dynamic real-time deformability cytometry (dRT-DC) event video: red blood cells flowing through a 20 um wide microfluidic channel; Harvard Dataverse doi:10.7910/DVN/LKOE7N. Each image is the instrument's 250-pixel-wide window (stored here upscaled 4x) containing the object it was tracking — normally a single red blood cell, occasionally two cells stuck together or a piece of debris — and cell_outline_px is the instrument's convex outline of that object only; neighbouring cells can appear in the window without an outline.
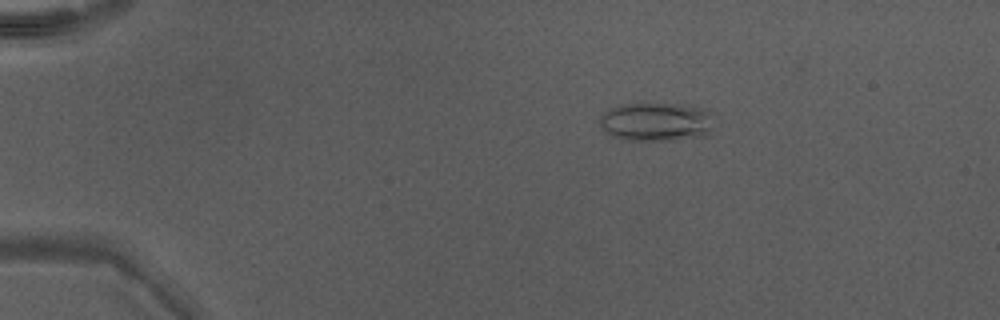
{"species": "Egyptian fruit bat (a non-hibernating species)", "species_latin": "Rousettus aegyptiacus", "temperature_condition": "warm", "stored_images_in_passage": 47, "camera_frame_rate_fps": 3000, "um_per_image_px": 0.085, "animal": {"sex": "male"}, "frame": {"image": 1, "passage_image": 8, "time_ms": 2.333, "image_size_px": [1000, 320], "cell_outline_px": [[708, 136], [672, 140], [624, 140], [612, 136], [600, 128], [600, 116], [604, 112], [620, 104], [680, 104], [704, 108], [708, 112]], "centroid_in_image_um": [55.69, 10.36], "position_along_channel_um": 29.3, "area_um2": 25.43}}
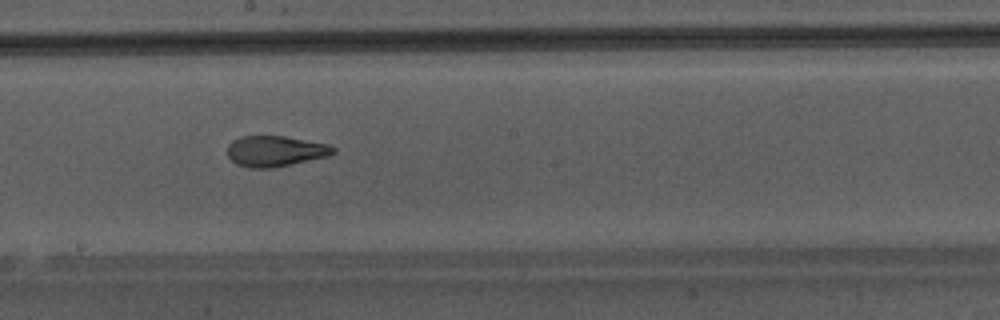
{"frame": {"image": 2, "passage_image": 27, "time_ms": 8.667, "image_size_px": [1000, 320], "cell_outline_px": [[336, 152], [328, 156], [272, 168], [248, 168], [236, 164], [228, 156], [228, 144], [232, 140], [240, 136], [284, 136], [328, 144], [336, 148]], "centroid_in_image_um": [23.38, 12.84], "position_along_channel_um": 224.8, "area_um2": 18.96}}